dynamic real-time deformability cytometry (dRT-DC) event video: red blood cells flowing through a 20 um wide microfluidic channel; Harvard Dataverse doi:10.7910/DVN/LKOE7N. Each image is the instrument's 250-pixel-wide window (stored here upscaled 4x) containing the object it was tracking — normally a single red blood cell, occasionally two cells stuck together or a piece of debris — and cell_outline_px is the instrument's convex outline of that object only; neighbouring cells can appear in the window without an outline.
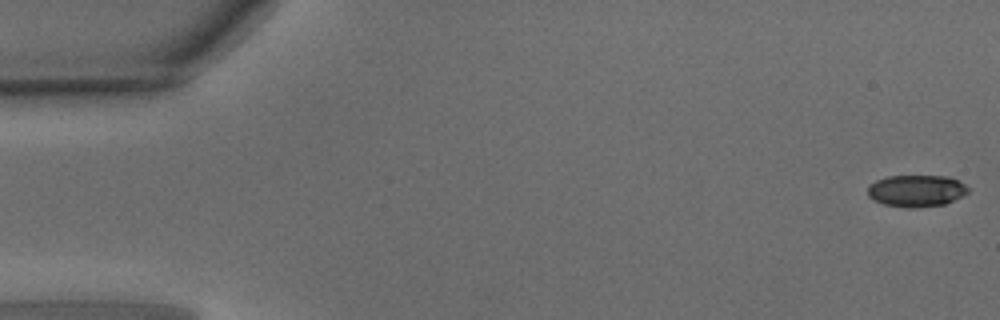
{"species": "common noctule bat (a hibernating species)", "species_latin": "Nyctalus noctula", "temperature_condition": "warm", "stored_images_in_passage": 46, "camera_frame_rate_fps": 3000, "um_per_image_px": 0.085, "animal": {"sex": "male", "body_mass_g": 15.6}, "frame": {"image": 1, "passage_image": 1, "time_ms": 0.0, "image_size_px": [1000, 320], "cell_outline_px": [[968, 192], [964, 196], [944, 204], [916, 208], [908, 208], [884, 204], [872, 200], [868, 196], [868, 184], [876, 180], [888, 176], [948, 176], [960, 180], [968, 188]], "centroid_in_image_um": [77.89, 16.22], "position_along_channel_um": 7.1, "area_um2": 18.84}}
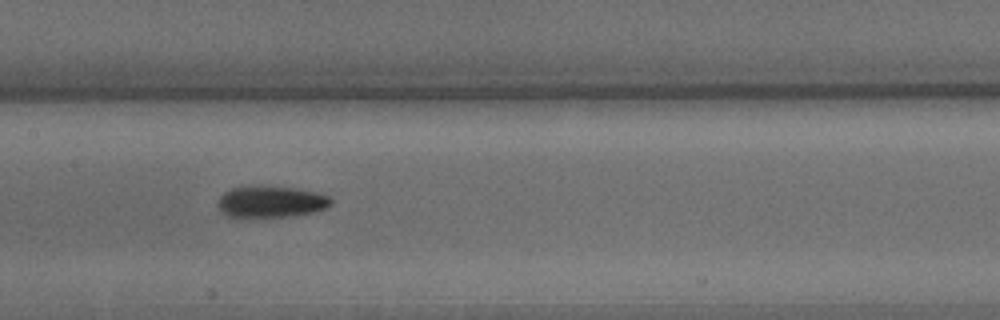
{"frame": {"image": 2, "passage_image": 24, "time_ms": 7.667, "image_size_px": [1000, 320], "cell_outline_px": [[332, 204], [328, 208], [312, 212], [292, 216], [240, 220], [228, 216], [220, 212], [216, 204], [216, 200], [224, 192], [232, 188], [252, 184], [292, 188], [316, 192], [332, 196]], "centroid_in_image_um": [22.95, 17.17], "position_along_channel_um": 184.4, "area_um2": 22.02}}
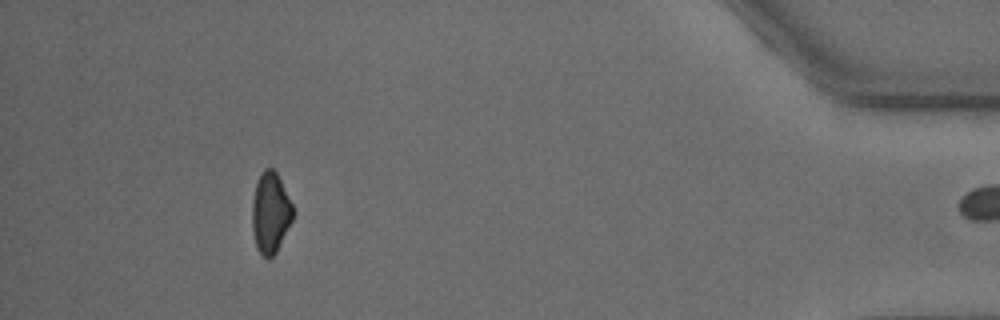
{"frame": {"image": 3, "passage_image": 45, "time_ms": 14.667, "image_size_px": [1000, 320], "cell_outline_px": [[296, 212], [276, 252], [268, 260], [256, 248], [252, 232], [252, 204], [256, 184], [264, 168], [272, 168], [276, 172]], "centroid_in_image_um": [22.99, 18.11], "position_along_channel_um": 412.2, "area_um2": 19.13}, "authors_computed_cell_mechanics": {"area_um2": 20.3745, "velocity_mm_per_s": 4.1361, "shape_relaxation_time_tau1_ms": 3.0459, "shape_relaxation_time_tau2_ms": 3.8505, "deformation_change_tau1": 0.125, "deformation_change_tau2": 0.088}}